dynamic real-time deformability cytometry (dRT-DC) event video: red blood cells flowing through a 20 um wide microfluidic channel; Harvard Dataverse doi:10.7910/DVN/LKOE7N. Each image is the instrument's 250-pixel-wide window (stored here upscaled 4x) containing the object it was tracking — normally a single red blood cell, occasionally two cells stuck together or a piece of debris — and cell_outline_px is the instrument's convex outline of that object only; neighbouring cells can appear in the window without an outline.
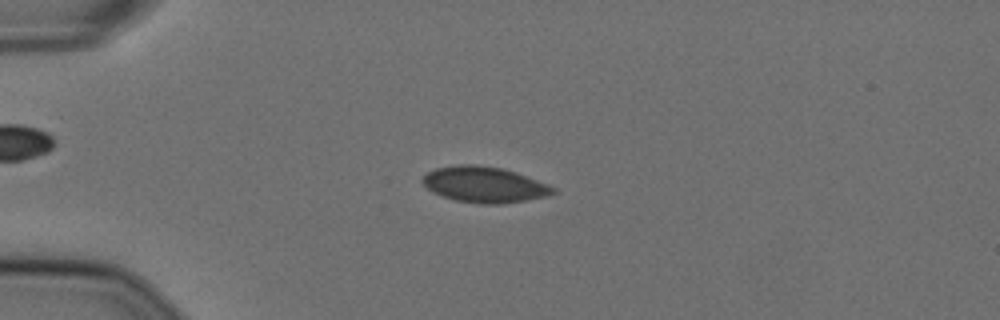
{"species": "Egyptian fruit bat (a non-hibernating species)", "species_latin": "Rousettus aegyptiacus", "temperature_condition": "cold", "stored_images_in_passage": 56, "camera_frame_rate_fps": 3000, "um_per_image_px": 0.085, "animal": {"sex": "female"}, "frame": {"image": 1, "passage_image": 14, "time_ms": 4.333, "image_size_px": [1000, 320], "cell_outline_px": [[556, 192], [548, 196], [504, 204], [484, 204], [456, 200], [432, 192], [420, 180], [428, 172], [436, 168], [456, 164], [476, 164], [500, 168], [516, 172], [548, 184], [556, 188]], "centroid_in_image_um": [41.19, 15.69], "position_along_channel_um": 43.8, "area_um2": 27.22}}
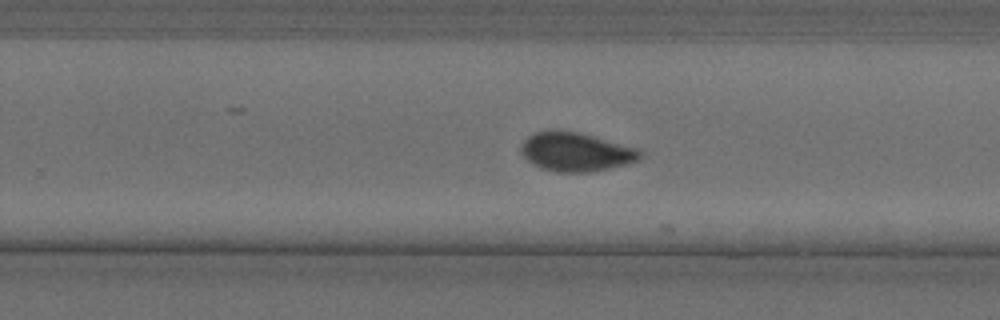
{"frame": {"image": 2, "passage_image": 36, "time_ms": 11.667, "image_size_px": [1000, 320], "cell_outline_px": [[644, 152], [640, 160], [608, 168], [588, 172], [556, 172], [540, 168], [532, 164], [520, 152], [520, 144], [528, 136], [536, 132], [580, 132], [640, 148]], "centroid_in_image_um": [48.99, 12.92], "position_along_channel_um": 280.8, "area_um2": 26.88}}
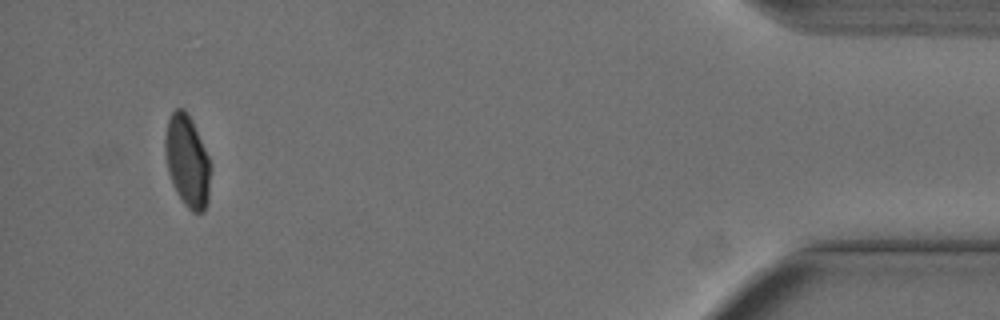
{"frame": {"image": 3, "passage_image": 53, "time_ms": 17.333, "image_size_px": [1000, 320], "cell_outline_px": [[212, 168], [208, 204], [204, 212], [192, 212], [184, 204], [176, 192], [168, 172], [164, 152], [164, 136], [168, 120], [172, 112], [176, 108], [184, 108], [208, 156]], "centroid_in_image_um": [15.92, 13.75], "position_along_channel_um": 419.3, "area_um2": 24.39}}